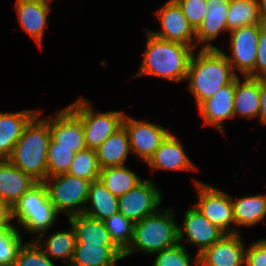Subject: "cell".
Segmentation results:
<instances>
[{"mask_svg":"<svg viewBox=\"0 0 266 266\" xmlns=\"http://www.w3.org/2000/svg\"><path fill=\"white\" fill-rule=\"evenodd\" d=\"M146 32V50L137 76L161 77L177 83L185 80L195 47L163 40Z\"/></svg>","mask_w":266,"mask_h":266,"instance_id":"6da1fadb","label":"cell"},{"mask_svg":"<svg viewBox=\"0 0 266 266\" xmlns=\"http://www.w3.org/2000/svg\"><path fill=\"white\" fill-rule=\"evenodd\" d=\"M237 75L225 53L217 49H201L192 55L185 80L197 106L211 98L221 87L229 84Z\"/></svg>","mask_w":266,"mask_h":266,"instance_id":"7a4b0ae2","label":"cell"},{"mask_svg":"<svg viewBox=\"0 0 266 266\" xmlns=\"http://www.w3.org/2000/svg\"><path fill=\"white\" fill-rule=\"evenodd\" d=\"M39 113L25 127L9 161L37 182L47 178V152L51 139L49 123Z\"/></svg>","mask_w":266,"mask_h":266,"instance_id":"3957f363","label":"cell"},{"mask_svg":"<svg viewBox=\"0 0 266 266\" xmlns=\"http://www.w3.org/2000/svg\"><path fill=\"white\" fill-rule=\"evenodd\" d=\"M173 209L156 211L134 223L133 237L124 258L137 252L155 254L179 243V232ZM162 211V212H161Z\"/></svg>","mask_w":266,"mask_h":266,"instance_id":"277c9868","label":"cell"},{"mask_svg":"<svg viewBox=\"0 0 266 266\" xmlns=\"http://www.w3.org/2000/svg\"><path fill=\"white\" fill-rule=\"evenodd\" d=\"M12 217L30 233L39 234L34 241H41L45 232L57 221L58 213L50 202L43 182L33 185L12 207ZM36 239V240H35Z\"/></svg>","mask_w":266,"mask_h":266,"instance_id":"5b68a950","label":"cell"},{"mask_svg":"<svg viewBox=\"0 0 266 266\" xmlns=\"http://www.w3.org/2000/svg\"><path fill=\"white\" fill-rule=\"evenodd\" d=\"M82 122L87 148L96 150L122 127L124 111L95 112L83 96L67 106Z\"/></svg>","mask_w":266,"mask_h":266,"instance_id":"8992f818","label":"cell"},{"mask_svg":"<svg viewBox=\"0 0 266 266\" xmlns=\"http://www.w3.org/2000/svg\"><path fill=\"white\" fill-rule=\"evenodd\" d=\"M49 179H52L51 182ZM43 183L58 214L65 212L64 214L69 217L84 213L91 185L89 180L63 173L47 177Z\"/></svg>","mask_w":266,"mask_h":266,"instance_id":"52a82bcc","label":"cell"},{"mask_svg":"<svg viewBox=\"0 0 266 266\" xmlns=\"http://www.w3.org/2000/svg\"><path fill=\"white\" fill-rule=\"evenodd\" d=\"M198 195L194 206L212 224L218 226L226 234L239 233L235 228H229L235 224L231 196L211 185L201 183L194 179Z\"/></svg>","mask_w":266,"mask_h":266,"instance_id":"ba28073f","label":"cell"},{"mask_svg":"<svg viewBox=\"0 0 266 266\" xmlns=\"http://www.w3.org/2000/svg\"><path fill=\"white\" fill-rule=\"evenodd\" d=\"M260 24L246 25L230 31L231 55L225 54L233 72L248 76L255 67ZM236 70V71H235Z\"/></svg>","mask_w":266,"mask_h":266,"instance_id":"9c48e42d","label":"cell"},{"mask_svg":"<svg viewBox=\"0 0 266 266\" xmlns=\"http://www.w3.org/2000/svg\"><path fill=\"white\" fill-rule=\"evenodd\" d=\"M152 180H143L118 198V212L133 223L159 210L162 195Z\"/></svg>","mask_w":266,"mask_h":266,"instance_id":"30bf717a","label":"cell"},{"mask_svg":"<svg viewBox=\"0 0 266 266\" xmlns=\"http://www.w3.org/2000/svg\"><path fill=\"white\" fill-rule=\"evenodd\" d=\"M122 126L127 131L131 152L146 163L170 134V127L165 129L159 124L138 121L126 114Z\"/></svg>","mask_w":266,"mask_h":266,"instance_id":"8fae6325","label":"cell"},{"mask_svg":"<svg viewBox=\"0 0 266 266\" xmlns=\"http://www.w3.org/2000/svg\"><path fill=\"white\" fill-rule=\"evenodd\" d=\"M183 226L179 225V243L185 238L193 245L198 246L194 264L198 266V256L207 248L219 241L226 233L218 226L212 224L201 212L193 205L183 217Z\"/></svg>","mask_w":266,"mask_h":266,"instance_id":"7c38bea8","label":"cell"},{"mask_svg":"<svg viewBox=\"0 0 266 266\" xmlns=\"http://www.w3.org/2000/svg\"><path fill=\"white\" fill-rule=\"evenodd\" d=\"M161 23V31H149L152 35L167 41L179 42L190 47L196 46L195 30L174 0H168L159 11L155 12ZM195 44V45H193Z\"/></svg>","mask_w":266,"mask_h":266,"instance_id":"4fadbf2b","label":"cell"},{"mask_svg":"<svg viewBox=\"0 0 266 266\" xmlns=\"http://www.w3.org/2000/svg\"><path fill=\"white\" fill-rule=\"evenodd\" d=\"M44 119L49 123L56 147L72 148L75 153L87 148L82 122L68 107L57 111L52 118Z\"/></svg>","mask_w":266,"mask_h":266,"instance_id":"5bb4252c","label":"cell"},{"mask_svg":"<svg viewBox=\"0 0 266 266\" xmlns=\"http://www.w3.org/2000/svg\"><path fill=\"white\" fill-rule=\"evenodd\" d=\"M239 233L225 234L198 256V266H244L245 245Z\"/></svg>","mask_w":266,"mask_h":266,"instance_id":"9a60e30c","label":"cell"},{"mask_svg":"<svg viewBox=\"0 0 266 266\" xmlns=\"http://www.w3.org/2000/svg\"><path fill=\"white\" fill-rule=\"evenodd\" d=\"M235 78L227 85L221 87L211 98L203 101L199 112L204 124L212 125L222 134L223 121L234 117Z\"/></svg>","mask_w":266,"mask_h":266,"instance_id":"2e32d148","label":"cell"},{"mask_svg":"<svg viewBox=\"0 0 266 266\" xmlns=\"http://www.w3.org/2000/svg\"><path fill=\"white\" fill-rule=\"evenodd\" d=\"M206 7L205 18L195 30L196 45L205 43L204 46H201V49H217L210 42L217 38L221 32L228 31L227 13L229 0H206Z\"/></svg>","mask_w":266,"mask_h":266,"instance_id":"e0dca14e","label":"cell"},{"mask_svg":"<svg viewBox=\"0 0 266 266\" xmlns=\"http://www.w3.org/2000/svg\"><path fill=\"white\" fill-rule=\"evenodd\" d=\"M152 170H192L198 168L194 166L190 158L186 155L183 145L177 139L174 133H170L153 156L147 161Z\"/></svg>","mask_w":266,"mask_h":266,"instance_id":"ac0fdd59","label":"cell"},{"mask_svg":"<svg viewBox=\"0 0 266 266\" xmlns=\"http://www.w3.org/2000/svg\"><path fill=\"white\" fill-rule=\"evenodd\" d=\"M38 113V110L0 112V160L9 159L25 127Z\"/></svg>","mask_w":266,"mask_h":266,"instance_id":"d6986e66","label":"cell"},{"mask_svg":"<svg viewBox=\"0 0 266 266\" xmlns=\"http://www.w3.org/2000/svg\"><path fill=\"white\" fill-rule=\"evenodd\" d=\"M15 9L23 30L41 46L44 30L49 24V3L42 0H16Z\"/></svg>","mask_w":266,"mask_h":266,"instance_id":"ffe728a7","label":"cell"},{"mask_svg":"<svg viewBox=\"0 0 266 266\" xmlns=\"http://www.w3.org/2000/svg\"><path fill=\"white\" fill-rule=\"evenodd\" d=\"M36 183L9 160H0V199L11 207Z\"/></svg>","mask_w":266,"mask_h":266,"instance_id":"44dd1931","label":"cell"},{"mask_svg":"<svg viewBox=\"0 0 266 266\" xmlns=\"http://www.w3.org/2000/svg\"><path fill=\"white\" fill-rule=\"evenodd\" d=\"M122 258L124 253L117 246L76 243L68 266H116L115 262Z\"/></svg>","mask_w":266,"mask_h":266,"instance_id":"7402d4cb","label":"cell"},{"mask_svg":"<svg viewBox=\"0 0 266 266\" xmlns=\"http://www.w3.org/2000/svg\"><path fill=\"white\" fill-rule=\"evenodd\" d=\"M244 77L243 82L235 77L234 117L252 118L259 115L260 78Z\"/></svg>","mask_w":266,"mask_h":266,"instance_id":"603a6c76","label":"cell"},{"mask_svg":"<svg viewBox=\"0 0 266 266\" xmlns=\"http://www.w3.org/2000/svg\"><path fill=\"white\" fill-rule=\"evenodd\" d=\"M130 151L128 134L122 126L96 149L100 169L125 165Z\"/></svg>","mask_w":266,"mask_h":266,"instance_id":"cb8c5ba5","label":"cell"},{"mask_svg":"<svg viewBox=\"0 0 266 266\" xmlns=\"http://www.w3.org/2000/svg\"><path fill=\"white\" fill-rule=\"evenodd\" d=\"M68 219L75 230L77 243L116 246L103 221L91 218L84 213L69 216Z\"/></svg>","mask_w":266,"mask_h":266,"instance_id":"d4e9b609","label":"cell"},{"mask_svg":"<svg viewBox=\"0 0 266 266\" xmlns=\"http://www.w3.org/2000/svg\"><path fill=\"white\" fill-rule=\"evenodd\" d=\"M86 202L89 204L85 206L84 214L100 221L118 212V197L107 190L99 179L91 182Z\"/></svg>","mask_w":266,"mask_h":266,"instance_id":"484cf974","label":"cell"},{"mask_svg":"<svg viewBox=\"0 0 266 266\" xmlns=\"http://www.w3.org/2000/svg\"><path fill=\"white\" fill-rule=\"evenodd\" d=\"M233 216L238 226H252L266 218V194L256 196H231Z\"/></svg>","mask_w":266,"mask_h":266,"instance_id":"4316f807","label":"cell"},{"mask_svg":"<svg viewBox=\"0 0 266 266\" xmlns=\"http://www.w3.org/2000/svg\"><path fill=\"white\" fill-rule=\"evenodd\" d=\"M99 180L118 198L143 181L125 165L101 169Z\"/></svg>","mask_w":266,"mask_h":266,"instance_id":"83f0119b","label":"cell"},{"mask_svg":"<svg viewBox=\"0 0 266 266\" xmlns=\"http://www.w3.org/2000/svg\"><path fill=\"white\" fill-rule=\"evenodd\" d=\"M263 23L259 0H229L227 13L229 32L246 25Z\"/></svg>","mask_w":266,"mask_h":266,"instance_id":"f1b7e54d","label":"cell"},{"mask_svg":"<svg viewBox=\"0 0 266 266\" xmlns=\"http://www.w3.org/2000/svg\"><path fill=\"white\" fill-rule=\"evenodd\" d=\"M47 241V242H46ZM42 251L51 259H65L70 265L73 253L76 248V234L71 226V230L57 231L50 235L45 241H35ZM42 242V243H41ZM43 245V246H42ZM44 247V248H42Z\"/></svg>","mask_w":266,"mask_h":266,"instance_id":"f546056e","label":"cell"},{"mask_svg":"<svg viewBox=\"0 0 266 266\" xmlns=\"http://www.w3.org/2000/svg\"><path fill=\"white\" fill-rule=\"evenodd\" d=\"M100 172L96 150L85 148L75 153L67 174L92 182L99 179Z\"/></svg>","mask_w":266,"mask_h":266,"instance_id":"4dcf8cb0","label":"cell"},{"mask_svg":"<svg viewBox=\"0 0 266 266\" xmlns=\"http://www.w3.org/2000/svg\"><path fill=\"white\" fill-rule=\"evenodd\" d=\"M103 222L110 234L111 240L124 253L132 240L134 223L120 212L112 214Z\"/></svg>","mask_w":266,"mask_h":266,"instance_id":"1f68e13d","label":"cell"},{"mask_svg":"<svg viewBox=\"0 0 266 266\" xmlns=\"http://www.w3.org/2000/svg\"><path fill=\"white\" fill-rule=\"evenodd\" d=\"M75 156L72 148L56 147L51 137L47 152V177L67 173Z\"/></svg>","mask_w":266,"mask_h":266,"instance_id":"d6a6232c","label":"cell"},{"mask_svg":"<svg viewBox=\"0 0 266 266\" xmlns=\"http://www.w3.org/2000/svg\"><path fill=\"white\" fill-rule=\"evenodd\" d=\"M22 240L16 227L0 228V266H13Z\"/></svg>","mask_w":266,"mask_h":266,"instance_id":"836d02e7","label":"cell"},{"mask_svg":"<svg viewBox=\"0 0 266 266\" xmlns=\"http://www.w3.org/2000/svg\"><path fill=\"white\" fill-rule=\"evenodd\" d=\"M13 266H55L52 260L32 239L18 249Z\"/></svg>","mask_w":266,"mask_h":266,"instance_id":"e575fe53","label":"cell"},{"mask_svg":"<svg viewBox=\"0 0 266 266\" xmlns=\"http://www.w3.org/2000/svg\"><path fill=\"white\" fill-rule=\"evenodd\" d=\"M155 260L152 266H191V256L183 244L166 248L155 253Z\"/></svg>","mask_w":266,"mask_h":266,"instance_id":"d590c367","label":"cell"},{"mask_svg":"<svg viewBox=\"0 0 266 266\" xmlns=\"http://www.w3.org/2000/svg\"><path fill=\"white\" fill-rule=\"evenodd\" d=\"M181 8L189 24L196 30L203 22L207 7L206 0H174Z\"/></svg>","mask_w":266,"mask_h":266,"instance_id":"8d00e7d4","label":"cell"},{"mask_svg":"<svg viewBox=\"0 0 266 266\" xmlns=\"http://www.w3.org/2000/svg\"><path fill=\"white\" fill-rule=\"evenodd\" d=\"M265 76H266V22L260 24L256 64L254 70L248 75V77L264 78Z\"/></svg>","mask_w":266,"mask_h":266,"instance_id":"74e56055","label":"cell"},{"mask_svg":"<svg viewBox=\"0 0 266 266\" xmlns=\"http://www.w3.org/2000/svg\"><path fill=\"white\" fill-rule=\"evenodd\" d=\"M244 266H266V239L255 241L246 248Z\"/></svg>","mask_w":266,"mask_h":266,"instance_id":"f35d334b","label":"cell"},{"mask_svg":"<svg viewBox=\"0 0 266 266\" xmlns=\"http://www.w3.org/2000/svg\"><path fill=\"white\" fill-rule=\"evenodd\" d=\"M12 219V207L4 200L0 199V228L15 227L10 222Z\"/></svg>","mask_w":266,"mask_h":266,"instance_id":"ab89813d","label":"cell"},{"mask_svg":"<svg viewBox=\"0 0 266 266\" xmlns=\"http://www.w3.org/2000/svg\"><path fill=\"white\" fill-rule=\"evenodd\" d=\"M259 121L266 125V81L260 78V106H259Z\"/></svg>","mask_w":266,"mask_h":266,"instance_id":"60d3db41","label":"cell"},{"mask_svg":"<svg viewBox=\"0 0 266 266\" xmlns=\"http://www.w3.org/2000/svg\"><path fill=\"white\" fill-rule=\"evenodd\" d=\"M260 13L264 22H266V0H259Z\"/></svg>","mask_w":266,"mask_h":266,"instance_id":"b9f144b4","label":"cell"},{"mask_svg":"<svg viewBox=\"0 0 266 266\" xmlns=\"http://www.w3.org/2000/svg\"><path fill=\"white\" fill-rule=\"evenodd\" d=\"M42 1H44V2H46V3H49V2H51L52 0H42Z\"/></svg>","mask_w":266,"mask_h":266,"instance_id":"7bdbcfd3","label":"cell"}]
</instances>
